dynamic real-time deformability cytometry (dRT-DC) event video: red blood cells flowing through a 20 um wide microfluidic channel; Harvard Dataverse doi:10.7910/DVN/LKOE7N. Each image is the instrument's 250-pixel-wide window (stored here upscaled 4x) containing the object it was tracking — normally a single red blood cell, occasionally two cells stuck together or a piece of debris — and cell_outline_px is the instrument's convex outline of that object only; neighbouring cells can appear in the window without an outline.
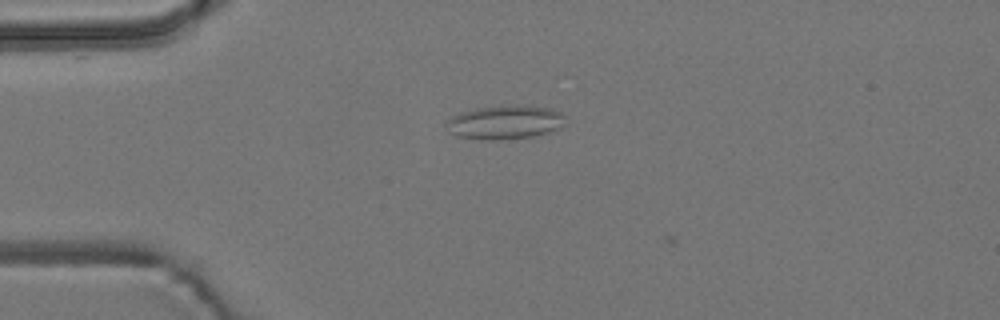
{"species": "common noctule bat (a hibernating species)", "species_latin": "Nyctalus noctula", "temperature_condition": "room temperature", "stored_images_in_passage": 6, "camera_frame_rate_fps": 3000, "um_per_image_px": 0.085, "animal": {"sex": "male", "body_mass_g": 19.2, "forearm_length_mm": 51.8}, "frame": {"image": 1, "passage_image": 5, "time_ms": 4.667, "image_size_px": [1000, 320], "cell_outline_px": [[560, 128], [556, 132], [536, 136], [496, 140], [488, 140], [456, 136], [448, 132], [448, 120], [452, 116], [460, 112], [476, 108], [516, 104], [552, 108], [560, 112]], "centroid_in_image_um": [42.91, 10.39], "position_along_channel_um": 42.1, "area_um2": 23.47}}